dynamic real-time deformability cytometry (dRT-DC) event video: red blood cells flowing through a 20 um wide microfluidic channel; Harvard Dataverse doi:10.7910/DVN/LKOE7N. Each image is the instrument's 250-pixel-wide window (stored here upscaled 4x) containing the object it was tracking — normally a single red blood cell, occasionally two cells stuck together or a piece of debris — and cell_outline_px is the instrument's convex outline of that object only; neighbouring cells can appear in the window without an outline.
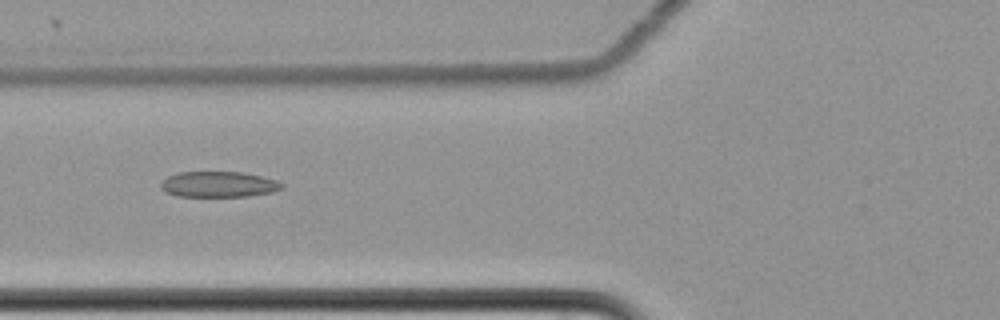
{"species": "common noctule bat (a hibernating species)", "species_latin": "Nyctalus noctula", "temperature_condition": "cold", "stored_images_in_passage": 9, "camera_frame_rate_fps": 3000, "um_per_image_px": 0.085, "animal": {"sex": "female", "body_mass_g": 22.7, "forearm_length_mm": 54.2}, "frame": {"image": 1, "passage_image": 4, "time_ms": 1.0, "image_size_px": [1000, 320], "cell_outline_px": [[284, 188], [272, 192], [248, 196], [176, 196], [164, 192], [160, 188], [160, 184], [168, 176], [180, 172], [244, 172], [276, 180], [284, 184]], "centroid_in_image_um": [18.58, 15.67], "position_along_channel_um": 107.2, "area_um2": 18.15}}
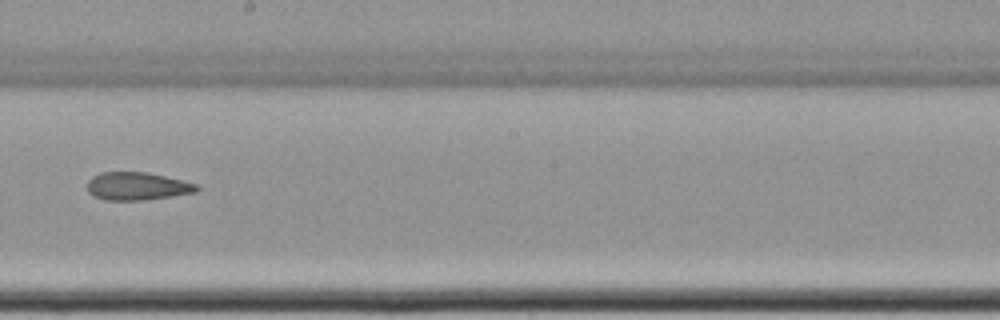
{"frame": {"image": 2, "passage_image": 7, "time_ms": 2.0, "image_size_px": [1000, 320], "cell_outline_px": [[200, 188], [196, 192], [172, 196], [144, 200], [104, 200], [88, 192], [88, 180], [92, 176], [100, 172], [148, 172], [184, 180], [196, 184]], "centroid_in_image_um": [11.67, 15.82], "position_along_channel_um": 236.5, "area_um2": 17.86}}
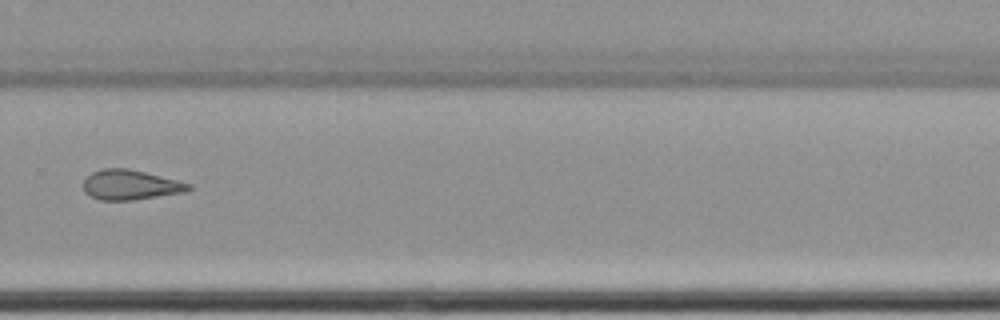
{"frame": {"image": 3, "passage_image": 9, "time_ms": 2.667, "image_size_px": [1000, 320], "cell_outline_px": [[192, 188], [184, 192], [132, 200], [100, 200], [84, 192], [84, 180], [92, 172], [104, 168], [128, 168], [192, 184]], "centroid_in_image_um": [11.07, 15.71], "position_along_channel_um": 318.7, "area_um2": 18.09}}